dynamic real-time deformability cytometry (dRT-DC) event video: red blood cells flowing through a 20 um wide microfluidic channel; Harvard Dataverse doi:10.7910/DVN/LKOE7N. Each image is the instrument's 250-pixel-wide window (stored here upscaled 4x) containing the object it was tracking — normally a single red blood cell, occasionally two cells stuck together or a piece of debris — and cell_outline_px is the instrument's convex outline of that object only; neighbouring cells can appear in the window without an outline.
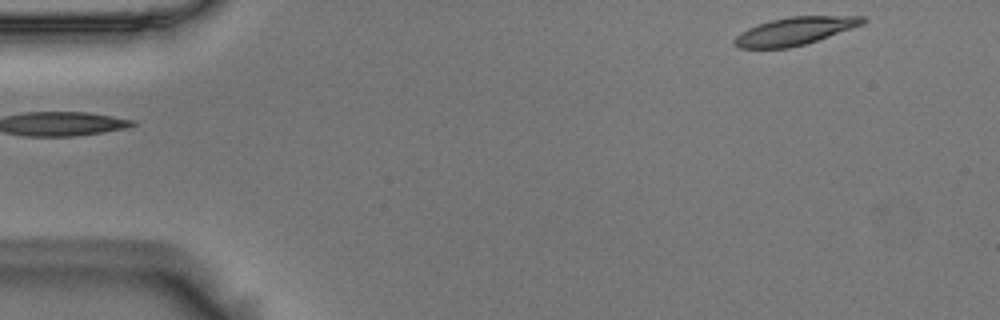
{"species": "Egyptian fruit bat (a non-hibernating species)", "species_latin": "Rousettus aegyptiacus", "temperature_condition": "room temperature", "stored_images_in_passage": 5, "segment_of_instrument_passage": [2, 2], "camera_frame_rate_fps": 3000, "um_per_image_px": 0.085, "animal": {"sex": "male"}, "frame": {"image": 1, "passage_image": 5, "time_ms": 1.333, "image_size_px": [1000, 320], "cell_outline_px": [[868, 20], [864, 24], [804, 44], [788, 48], [736, 48], [732, 44], [732, 40], [740, 32], [748, 28], [772, 20], [788, 16], [864, 16]], "centroid_in_image_um": [67.52, 2.64], "position_along_channel_um": 17.5, "area_um2": 20.69}}